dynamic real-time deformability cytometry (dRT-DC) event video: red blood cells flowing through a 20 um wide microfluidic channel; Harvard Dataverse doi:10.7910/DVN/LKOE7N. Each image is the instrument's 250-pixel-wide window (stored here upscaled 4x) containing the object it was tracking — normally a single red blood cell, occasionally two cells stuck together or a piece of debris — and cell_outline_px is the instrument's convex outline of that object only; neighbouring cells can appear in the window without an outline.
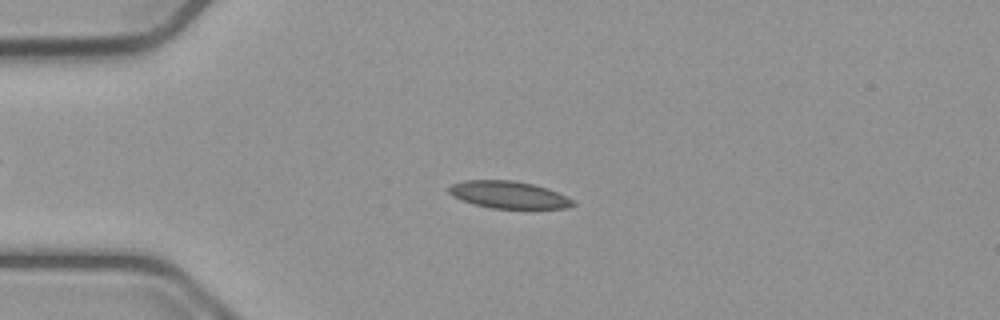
{"species": "common noctule bat (a hibernating species)", "species_latin": "Nyctalus noctula", "temperature_condition": "cold", "stored_images_in_passage": 54, "camera_frame_rate_fps": 3000, "um_per_image_px": 0.085, "animal": {"sex": "male", "body_mass_g": 23.1, "forearm_length_mm": 52.7}, "frame": {"image": 1, "passage_image": 13, "time_ms": 4.0, "image_size_px": [1000, 320], "cell_outline_px": [[576, 204], [568, 208], [492, 208], [460, 200], [452, 196], [448, 192], [448, 188], [452, 184], [464, 180], [512, 180], [536, 184], [548, 188], [572, 200]], "centroid_in_image_um": [43.21, 16.54], "position_along_channel_um": 41.8, "area_um2": 19.59}}
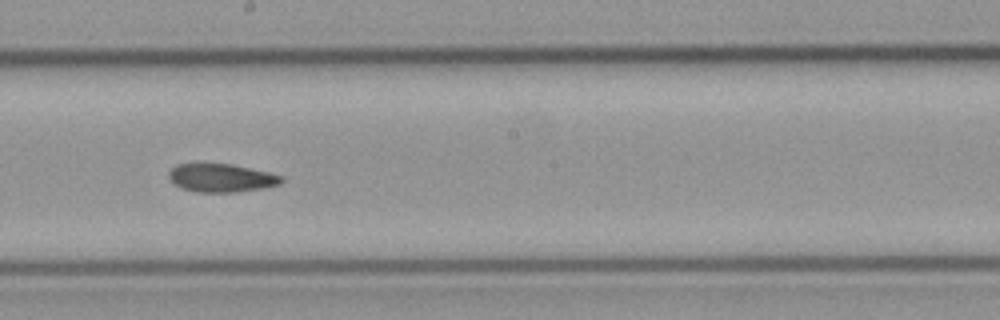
{"frame": {"image": 2, "passage_image": 30, "time_ms": 9.667, "image_size_px": [1000, 320], "cell_outline_px": [[284, 180], [280, 184], [264, 188], [236, 192], [196, 192], [180, 188], [168, 176], [168, 172], [176, 164], [232, 164], [268, 172], [284, 176]], "centroid_in_image_um": [18.84, 15.13], "position_along_channel_um": 229.4, "area_um2": 18.55}}
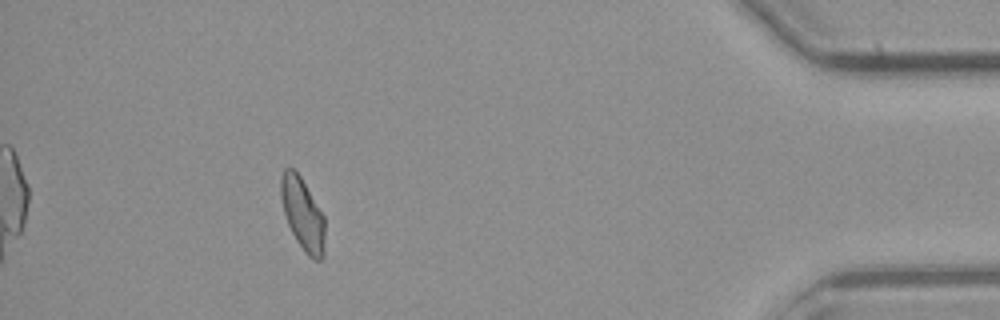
{"frame": {"image": 3, "passage_image": 49, "time_ms": 16.0, "image_size_px": [1000, 320], "cell_outline_px": [[324, 256], [320, 260], [312, 260], [304, 252], [296, 240], [288, 224], [284, 212], [280, 196], [280, 176], [284, 168], [296, 168], [324, 216]], "centroid_in_image_um": [25.71, 18.17], "position_along_channel_um": 409.5, "area_um2": 18.73}, "authors_computed_cell_mechanics": {"area_um2": 19.074, "velocity_mm_per_s": 3.755, "shape_relaxation_time_tau1_ms": null, "shape_relaxation_time_tau2_ms": 5.0254, "deformation_change_tau1": null, "deformation_change_tau2": 0.1103}}